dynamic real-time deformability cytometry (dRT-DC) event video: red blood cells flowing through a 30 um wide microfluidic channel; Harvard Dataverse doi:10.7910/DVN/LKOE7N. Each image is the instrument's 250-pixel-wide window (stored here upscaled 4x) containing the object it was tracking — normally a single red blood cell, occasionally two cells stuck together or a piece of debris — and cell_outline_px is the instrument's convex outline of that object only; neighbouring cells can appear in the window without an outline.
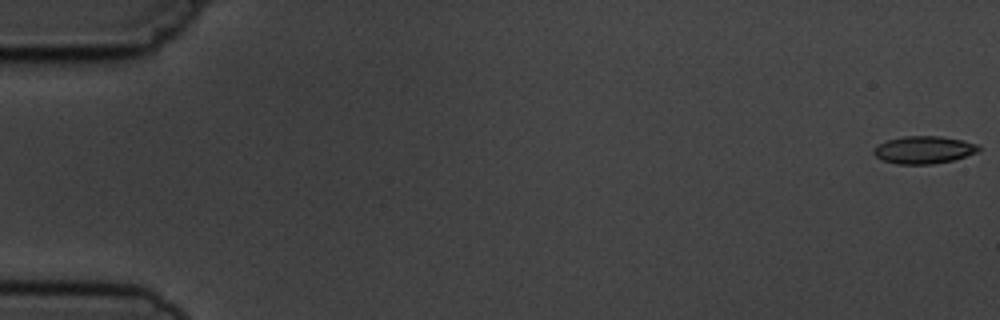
{"species": "common noctule bat (a hibernating species)", "species_latin": "Nyctalus noctula", "temperature_condition": "cold", "stored_images_in_passage": 11, "segment_of_instrument_passage": [1, 2], "camera_frame_rate_fps": 3000, "um_per_image_px": 0.085, "animal": {"sex": "male", "body_mass_g": 19.5, "forearm_length_mm": 54.6}, "frame": {"image": 1, "passage_image": 1, "time_ms": 0.0, "image_size_px": [1000, 320], "cell_outline_px": [[980, 152], [952, 160], [932, 164], [896, 164], [884, 160], [876, 156], [872, 152], [872, 148], [888, 140], [904, 136], [940, 136], [964, 140], [980, 144]], "centroid_in_image_um": [78.57, 12.73], "position_along_channel_um": 6.4, "area_um2": 16.94}}
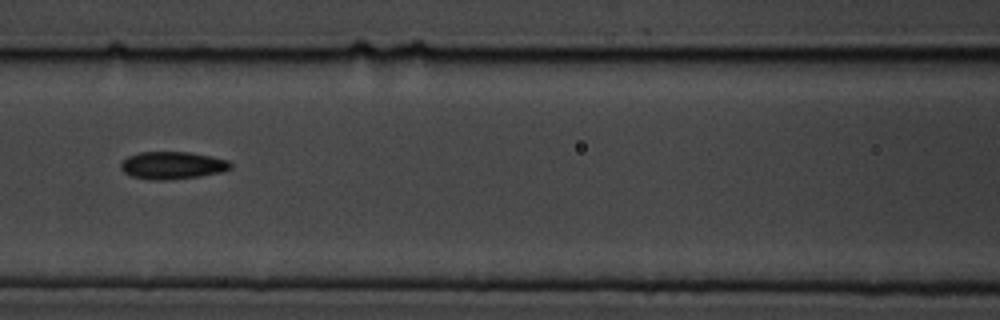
{"frame": {"image": 2, "passage_image": 8, "time_ms": 8.0, "image_size_px": [1000, 320], "cell_outline_px": [[232, 168], [220, 172], [200, 176], [168, 180], [148, 180], [132, 176], [124, 172], [120, 168], [120, 164], [128, 156], [140, 152], [188, 152], [212, 156], [228, 160], [232, 164]], "centroid_in_image_um": [14.65, 14.06], "position_along_channel_um": 151.9, "area_um2": 17.63}}
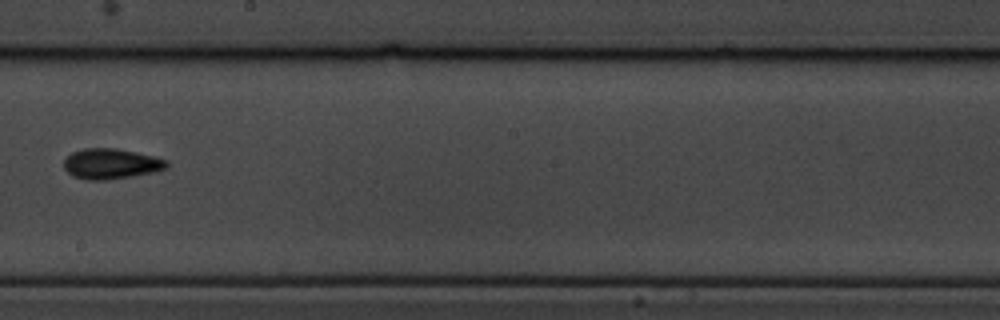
{"frame": {"image": 3, "passage_image": 10, "time_ms": 10.333, "image_size_px": [1000, 320], "cell_outline_px": [[168, 168], [156, 172], [108, 180], [88, 180], [72, 176], [64, 168], [64, 160], [72, 152], [84, 148], [116, 148], [136, 152], [168, 160]], "centroid_in_image_um": [9.45, 13.93], "position_along_channel_um": 238.7, "area_um2": 18.32}}